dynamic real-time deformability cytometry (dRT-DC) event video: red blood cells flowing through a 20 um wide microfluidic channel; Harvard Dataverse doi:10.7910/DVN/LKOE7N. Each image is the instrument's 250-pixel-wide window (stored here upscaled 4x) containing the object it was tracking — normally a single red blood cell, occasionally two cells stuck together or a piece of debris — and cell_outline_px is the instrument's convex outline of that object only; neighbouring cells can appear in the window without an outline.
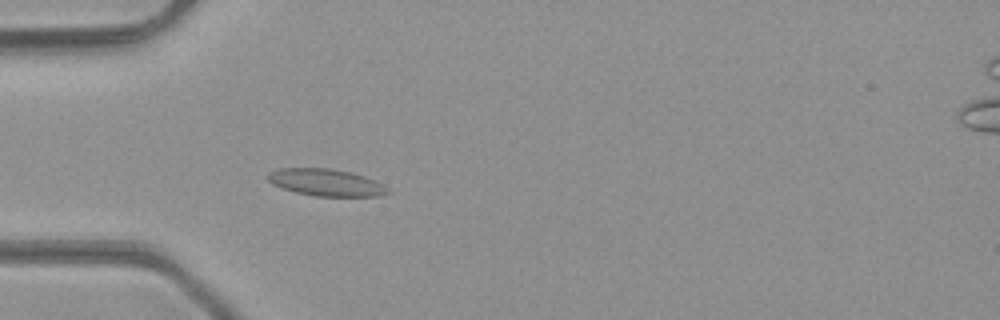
{"species": "common noctule bat (a hibernating species)", "species_latin": "Nyctalus noctula", "temperature_condition": "room temperature", "stored_images_in_passage": 47, "camera_frame_rate_fps": 3000, "um_per_image_px": 0.085, "animal": {"sex": "male", "body_mass_g": 23.1, "forearm_length_mm": 52.7}, "frame": {"image": 1, "passage_image": 14, "time_ms": 4.333, "image_size_px": [1000, 320], "cell_outline_px": [[392, 192], [380, 196], [316, 196], [296, 192], [272, 184], [264, 176], [268, 172], [280, 168], [332, 168], [352, 172], [364, 176], [388, 188]], "centroid_in_image_um": [27.68, 15.5], "position_along_channel_um": 57.3, "area_um2": 18.9}}
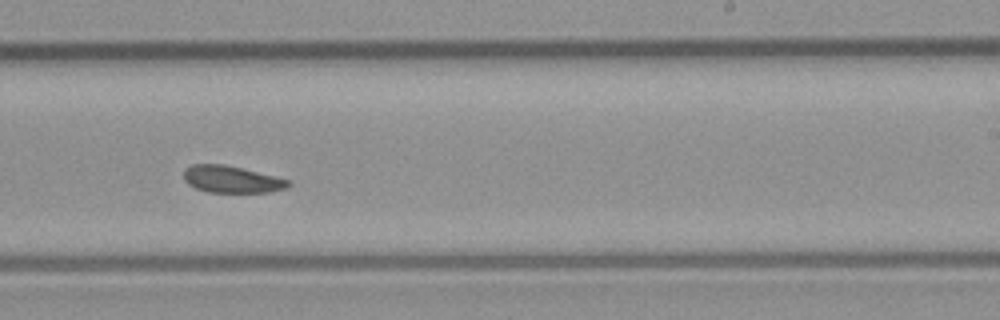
{"frame": {"image": 2, "passage_image": 29, "time_ms": 9.333, "image_size_px": [1000, 320], "cell_outline_px": [[292, 184], [284, 188], [268, 192], [208, 192], [196, 188], [188, 184], [184, 180], [184, 168], [192, 164], [224, 164], [292, 180]], "centroid_in_image_um": [19.68, 15.23], "position_along_channel_um": 269.3, "area_um2": 16.42}}
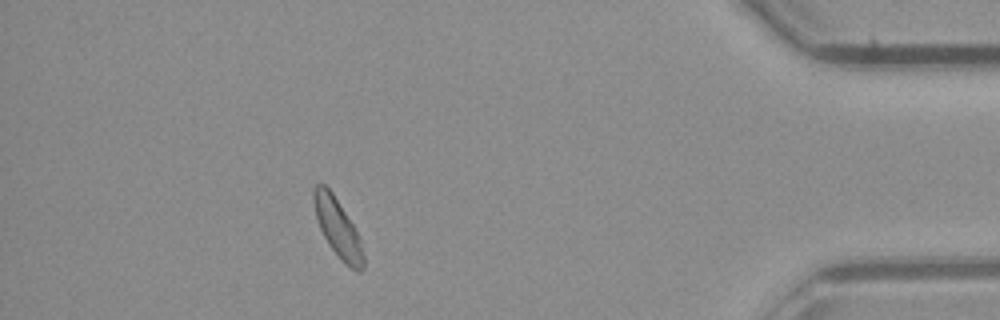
{"frame": {"image": 3, "passage_image": 42, "time_ms": 13.667, "image_size_px": [1000, 320], "cell_outline_px": [[364, 268], [360, 272], [356, 272], [344, 264], [328, 244], [320, 228], [316, 216], [312, 200], [312, 192], [316, 184], [324, 184], [332, 192], [356, 228], [360, 240], [364, 256]], "centroid_in_image_um": [28.72, 19.4], "position_along_channel_um": 406.5, "area_um2": 17.05}, "authors_computed_cell_mechanics": {"area_um2": 17.3978, "velocity_mm_per_s": 4.3473, "shape_relaxation_time_tau1_ms": 7.8054, "shape_relaxation_time_tau2_ms": 4.6988, "deformation_change_tau1": 0.123, "deformation_change_tau2": 0.0818}}